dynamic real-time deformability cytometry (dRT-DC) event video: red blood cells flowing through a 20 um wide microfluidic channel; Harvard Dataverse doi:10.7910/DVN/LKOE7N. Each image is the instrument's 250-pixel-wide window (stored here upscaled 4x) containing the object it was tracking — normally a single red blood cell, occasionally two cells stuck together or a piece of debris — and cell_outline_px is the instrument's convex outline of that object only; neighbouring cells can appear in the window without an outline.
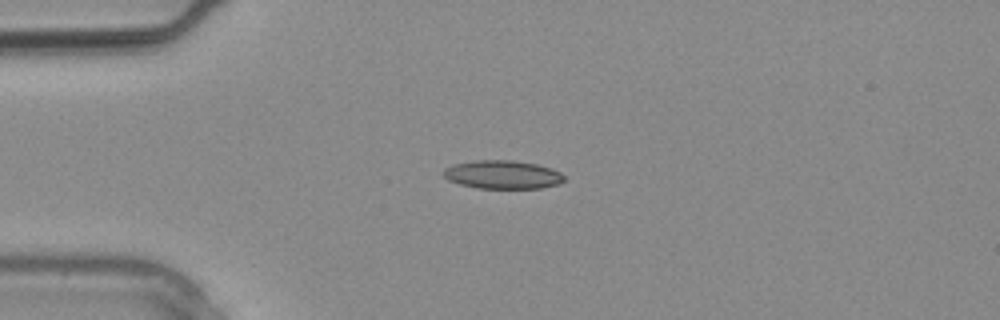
{"species": "common noctule bat (a hibernating species)", "species_latin": "Nyctalus noctula", "temperature_condition": "warm", "stored_images_in_passage": 3, "camera_frame_rate_fps": 3000, "um_per_image_px": 0.085, "animal": {"sex": "male", "body_mass_g": 20.4}, "frame": {"image": 1, "passage_image": 3, "time_ms": 0.667, "image_size_px": [1000, 320], "cell_outline_px": [[564, 180], [560, 184], [540, 188], [476, 188], [460, 184], [448, 180], [444, 176], [444, 168], [452, 164], [476, 160], [512, 160], [536, 164], [552, 168], [560, 172], [564, 176]], "centroid_in_image_um": [42.72, 14.84], "position_along_channel_um": 42.3, "area_um2": 20.06}}